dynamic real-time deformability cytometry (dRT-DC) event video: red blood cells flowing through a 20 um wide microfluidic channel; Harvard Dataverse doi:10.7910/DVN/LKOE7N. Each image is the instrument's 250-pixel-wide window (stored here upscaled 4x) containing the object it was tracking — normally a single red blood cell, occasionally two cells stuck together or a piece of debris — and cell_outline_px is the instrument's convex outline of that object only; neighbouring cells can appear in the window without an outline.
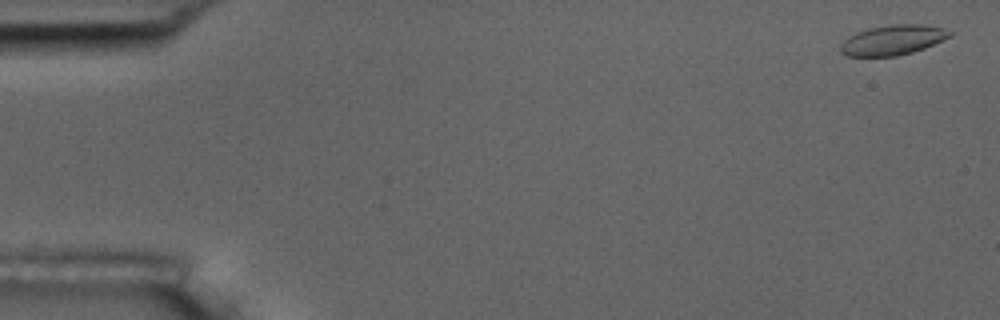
{"species": "common noctule bat (a hibernating species)", "species_latin": "Nyctalus noctula", "temperature_condition": "room temperature", "stored_images_in_passage": 55, "camera_frame_rate_fps": 3000, "um_per_image_px": 0.085, "animal": {"sex": "male", "body_mass_g": 17.5, "forearm_length_mm": 52.3}, "frame": {"image": 1, "passage_image": 1, "time_ms": 0.0, "image_size_px": [1000, 320], "cell_outline_px": [[952, 36], [924, 48], [912, 52], [896, 56], [848, 56], [840, 52], [840, 44], [848, 36], [856, 32], [868, 28], [892, 24], [924, 24], [944, 28], [952, 32]], "centroid_in_image_um": [75.88, 3.39], "position_along_channel_um": 9.1, "area_um2": 19.19}}
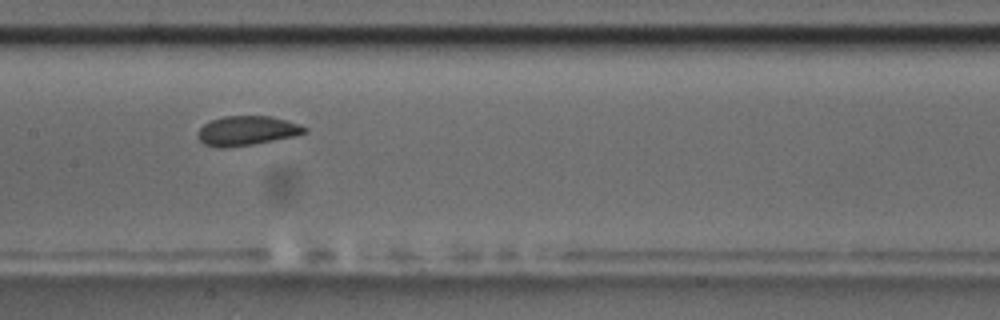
{"frame": {"image": 2, "passage_image": 27, "time_ms": 8.667, "image_size_px": [1000, 320], "cell_outline_px": [[308, 132], [296, 136], [252, 144], [224, 148], [220, 148], [204, 144], [196, 136], [200, 128], [204, 124], [212, 120], [224, 116], [272, 116], [300, 124], [308, 128]], "centroid_in_image_um": [21.01, 11.11], "position_along_channel_um": 186.4, "area_um2": 18.38}}
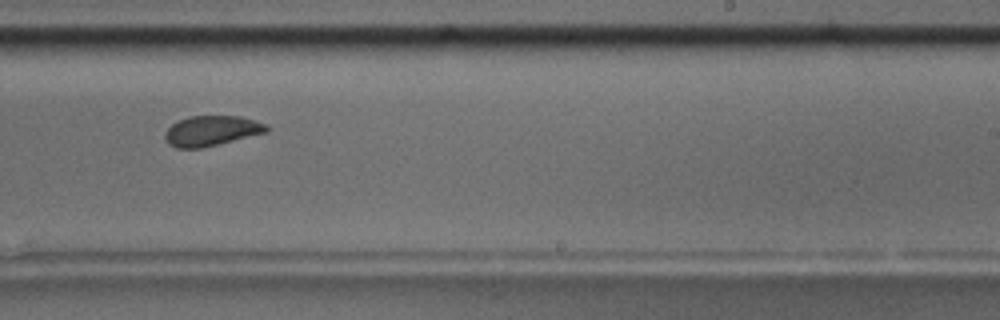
{"frame": {"image": 3, "passage_image": 34, "time_ms": 11.0, "image_size_px": [1000, 320], "cell_outline_px": [[268, 132], [200, 148], [176, 148], [168, 144], [164, 136], [164, 132], [176, 120], [188, 116], [240, 116], [268, 124]], "centroid_in_image_um": [17.95, 11.11], "position_along_channel_um": 271.0, "area_um2": 17.92}, "authors_computed_cell_mechanics": {"area_um2": 18.8428, "velocity_mm_per_s": 3.6403, "shape_relaxation_time_tau1_ms": 7.5024, "shape_relaxation_time_tau2_ms": 0.4031, "deformation_change_tau1": 0.1146, "deformation_change_tau2": 0.0385}}